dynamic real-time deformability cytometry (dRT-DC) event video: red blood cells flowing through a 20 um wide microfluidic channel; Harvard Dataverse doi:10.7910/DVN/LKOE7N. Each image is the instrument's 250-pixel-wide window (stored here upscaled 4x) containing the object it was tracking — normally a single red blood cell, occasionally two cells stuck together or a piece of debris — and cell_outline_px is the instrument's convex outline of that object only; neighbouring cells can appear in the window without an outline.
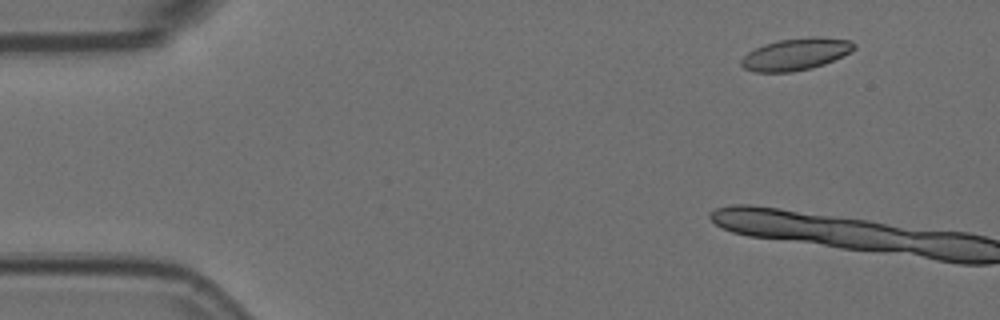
{"species": "Egyptian fruit bat (a non-hibernating species)", "species_latin": "Rousettus aegyptiacus", "temperature_condition": "room temperature", "stored_images_in_passage": 4, "camera_frame_rate_fps": 3000, "um_per_image_px": 0.085, "animal": {"sex": "female"}, "frame": {"image": 1, "passage_image": 1, "time_ms": 0.0, "image_size_px": [1000, 320], "cell_outline_px": [[856, 48], [852, 52], [824, 64], [812, 68], [792, 72], [756, 72], [744, 68], [740, 64], [740, 60], [748, 52], [764, 44], [780, 40], [812, 36], [816, 36], [852, 40], [856, 44]], "centroid_in_image_um": [67.68, 4.6], "position_along_channel_um": 17.3, "area_um2": 21.15}}